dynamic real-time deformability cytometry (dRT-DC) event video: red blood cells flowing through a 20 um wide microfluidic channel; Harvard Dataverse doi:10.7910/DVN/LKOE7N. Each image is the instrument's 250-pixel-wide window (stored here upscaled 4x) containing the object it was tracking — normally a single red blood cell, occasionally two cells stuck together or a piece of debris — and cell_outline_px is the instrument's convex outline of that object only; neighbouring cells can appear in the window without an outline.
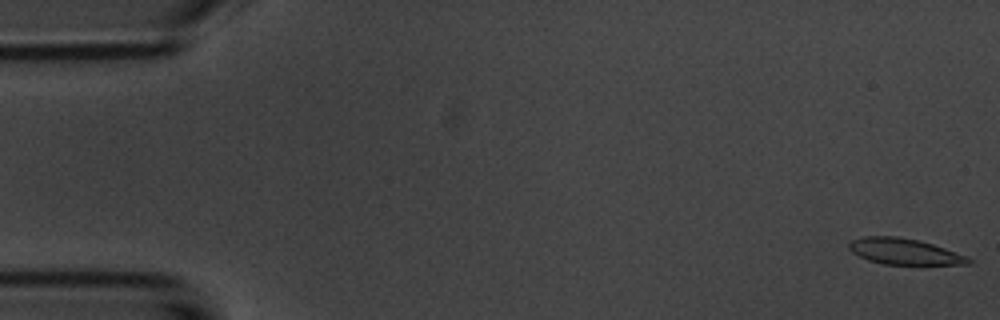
{"species": "common noctule bat (a hibernating species)", "species_latin": "Nyctalus noctula", "temperature_condition": "room temperature", "stored_images_in_passage": 54, "camera_frame_rate_fps": 3000, "um_per_image_px": 0.085, "animal": {"sex": "male", "body_mass_g": 20.1, "forearm_length_mm": 53.5}, "frame": {"image": 1, "passage_image": 1, "time_ms": 0.0, "image_size_px": [1000, 320], "cell_outline_px": [[972, 260], [968, 264], [884, 264], [868, 260], [852, 252], [848, 248], [848, 244], [852, 240], [864, 236], [900, 236], [932, 244], [968, 256]], "centroid_in_image_um": [76.84, 21.37], "position_along_channel_um": 8.2, "area_um2": 17.92}}
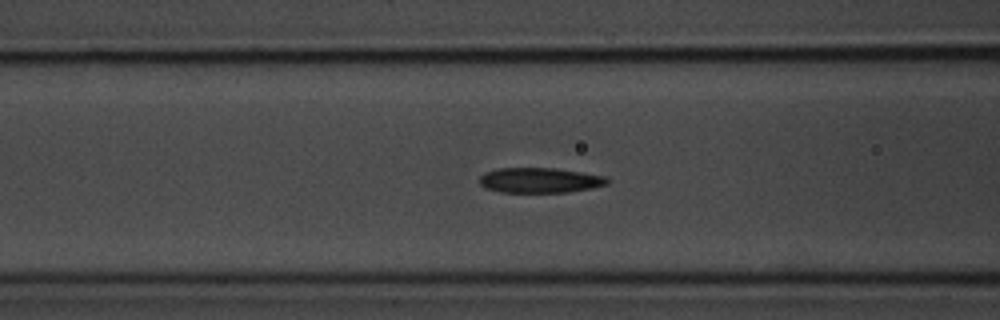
{"frame": {"image": 2, "passage_image": 21, "time_ms": 6.667, "image_size_px": [1000, 320], "cell_outline_px": [[608, 184], [592, 188], [568, 192], [500, 192], [484, 188], [480, 184], [480, 176], [484, 172], [496, 168], [556, 168], [608, 176]], "centroid_in_image_um": [45.88, 15.32], "position_along_channel_um": 120.7, "area_um2": 18.9}}
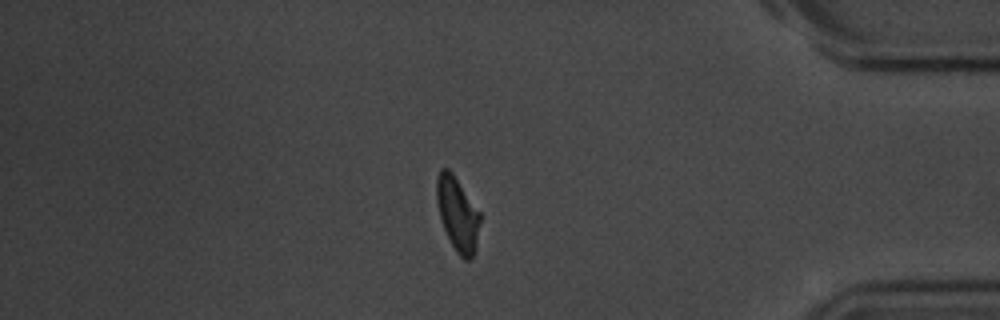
{"frame": {"image": 3, "passage_image": 46, "time_ms": 15.0, "image_size_px": [1000, 320], "cell_outline_px": [[480, 220], [476, 248], [472, 256], [468, 260], [464, 260], [456, 252], [444, 228], [440, 216], [436, 200], [436, 180], [440, 168], [448, 168], [452, 172], [480, 212]], "centroid_in_image_um": [38.88, 18.17], "position_along_channel_um": 396.3, "area_um2": 18.55}, "authors_computed_cell_mechanics": {"area_um2": 18.9006, "velocity_mm_per_s": 3.6942, "shape_relaxation_time_tau1_ms": 3.884, "shape_relaxation_time_tau2_ms": 7.1653, "deformation_change_tau1": 0.1363, "deformation_change_tau2": 0.1744}}